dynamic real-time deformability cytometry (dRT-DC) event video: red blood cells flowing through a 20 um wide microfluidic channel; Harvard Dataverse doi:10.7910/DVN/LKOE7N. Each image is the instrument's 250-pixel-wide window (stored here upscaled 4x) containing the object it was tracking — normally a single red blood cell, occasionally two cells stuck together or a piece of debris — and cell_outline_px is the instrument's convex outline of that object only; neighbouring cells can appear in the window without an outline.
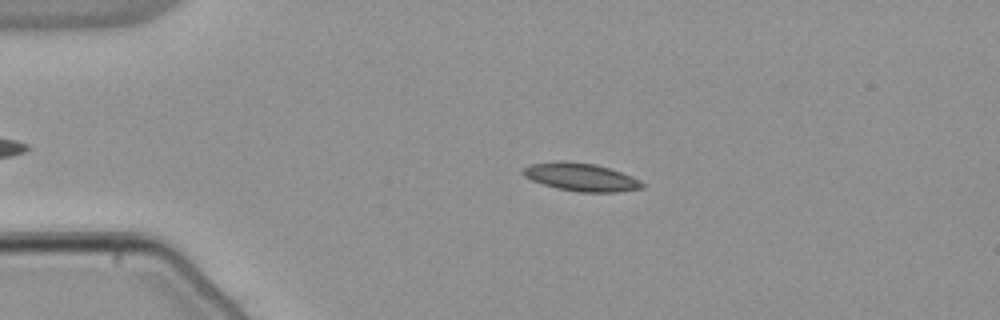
{"species": "common noctule bat (a hibernating species)", "species_latin": "Nyctalus noctula", "temperature_condition": "warm", "stored_images_in_passage": 46, "camera_frame_rate_fps": 3000, "um_per_image_px": 0.085, "animal": {"sex": "male", "body_mass_g": 21.5, "forearm_length_mm": 52.0}, "frame": {"image": 1, "passage_image": 11, "time_ms": 3.333, "image_size_px": [1000, 320], "cell_outline_px": [[644, 188], [616, 192], [580, 192], [556, 188], [532, 180], [524, 176], [520, 172], [528, 164], [560, 160], [564, 160], [596, 164], [632, 176], [640, 180], [644, 184]], "centroid_in_image_um": [49.36, 15.04], "position_along_channel_um": 35.6, "area_um2": 19.54}}
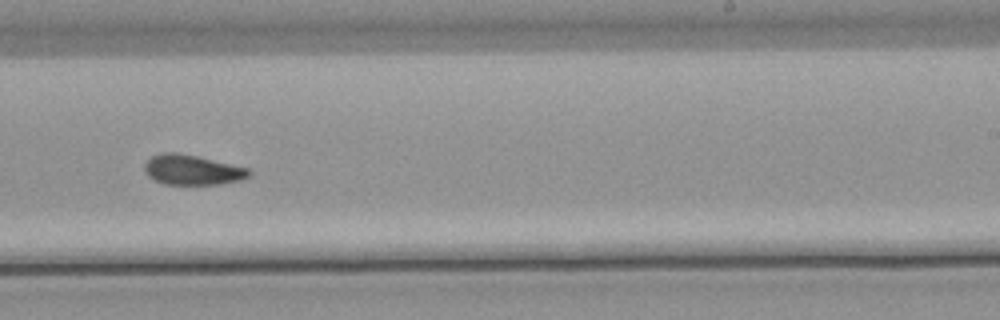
{"frame": {"image": 2, "passage_image": 33, "time_ms": 10.667, "image_size_px": [1000, 320], "cell_outline_px": [[252, 172], [248, 176], [240, 180], [220, 184], [164, 184], [148, 176], [144, 172], [144, 164], [152, 156], [160, 152], [176, 152], [196, 156], [248, 168]], "centroid_in_image_um": [16.31, 14.43], "position_along_channel_um": 272.7, "area_um2": 18.15}}
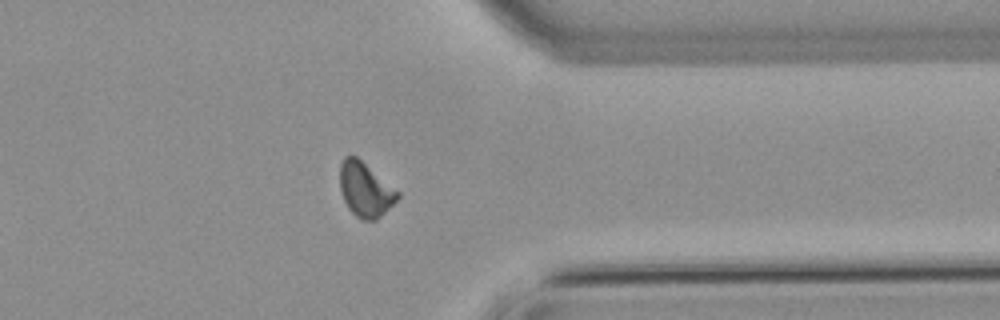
{"frame": {"image": 3, "passage_image": 42, "time_ms": 13.667, "image_size_px": [1000, 320], "cell_outline_px": [[400, 196], [376, 220], [360, 220], [348, 208], [344, 200], [340, 188], [340, 164], [344, 156], [356, 156], [400, 192]], "centroid_in_image_um": [31.03, 16.11], "position_along_channel_um": 380.4, "area_um2": 18.09}, "authors_computed_cell_mechanics": {"area_um2": 18.5538, "velocity_mm_per_s": 3.8221, "shape_relaxation_time_tau1_ms": null, "shape_relaxation_time_tau2_ms": 4.9772, "deformation_change_tau1": null, "deformation_change_tau2": 0.0955}}